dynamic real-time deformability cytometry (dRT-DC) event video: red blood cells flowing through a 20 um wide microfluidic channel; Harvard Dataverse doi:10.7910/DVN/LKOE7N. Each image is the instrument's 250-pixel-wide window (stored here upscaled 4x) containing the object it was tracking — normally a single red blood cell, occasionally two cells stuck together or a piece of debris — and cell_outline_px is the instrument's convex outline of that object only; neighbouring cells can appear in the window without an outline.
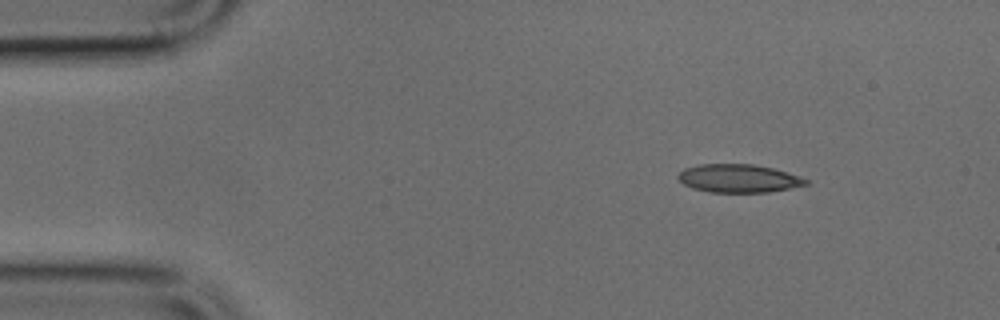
{"species": "common noctule bat (a hibernating species)", "species_latin": "Nyctalus noctula", "temperature_condition": "cold", "stored_images_in_passage": 3, "camera_frame_rate_fps": 3000, "um_per_image_px": 0.085, "animal": {"sex": "male", "body_mass_g": 17.9, "forearm_length_mm": 54.2}, "frame": {"image": 1, "passage_image": 1, "time_ms": 0.0, "image_size_px": [1000, 320], "cell_outline_px": [[808, 184], [768, 192], [712, 192], [692, 188], [684, 184], [676, 176], [684, 168], [700, 164], [752, 164], [772, 168], [788, 172], [800, 176], [808, 180]], "centroid_in_image_um": [62.77, 15.15], "position_along_channel_um": 22.2, "area_um2": 20.87}}